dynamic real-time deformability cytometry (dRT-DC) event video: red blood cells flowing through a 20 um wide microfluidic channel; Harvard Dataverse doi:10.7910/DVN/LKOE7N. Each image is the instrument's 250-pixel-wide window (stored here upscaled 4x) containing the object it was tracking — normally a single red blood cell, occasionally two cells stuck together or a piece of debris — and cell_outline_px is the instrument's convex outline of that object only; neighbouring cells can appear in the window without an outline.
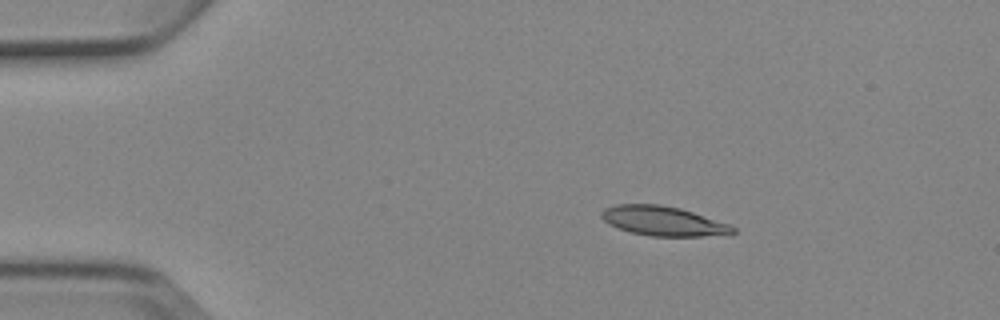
{"species": "Egyptian fruit bat (a non-hibernating species)", "species_latin": "Rousettus aegyptiacus", "temperature_condition": "cold", "stored_images_in_passage": 4, "camera_frame_rate_fps": 3000, "um_per_image_px": 0.085, "animal": {"sex": "female"}, "frame": {"image": 1, "passage_image": 2, "time_ms": 2.0, "image_size_px": [1000, 320], "cell_outline_px": [[736, 232], [700, 236], [652, 236], [632, 232], [608, 224], [600, 216], [600, 212], [604, 208], [616, 204], [660, 204], [680, 208], [728, 224], [736, 228]], "centroid_in_image_um": [56.3, 18.77], "position_along_channel_um": 28.7, "area_um2": 22.25}}
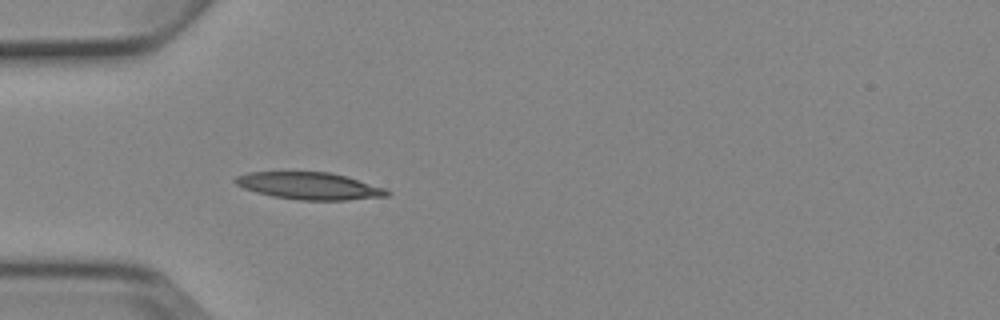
{"frame": {"image": 2, "passage_image": 4, "time_ms": 4.333, "image_size_px": [1000, 320], "cell_outline_px": [[392, 192], [388, 196], [344, 200], [300, 200], [272, 196], [256, 192], [244, 188], [236, 184], [232, 180], [236, 176], [248, 172], [328, 172], [344, 176], [384, 188]], "centroid_in_image_um": [26.25, 15.8], "position_along_channel_um": 58.7, "area_um2": 23.76}}